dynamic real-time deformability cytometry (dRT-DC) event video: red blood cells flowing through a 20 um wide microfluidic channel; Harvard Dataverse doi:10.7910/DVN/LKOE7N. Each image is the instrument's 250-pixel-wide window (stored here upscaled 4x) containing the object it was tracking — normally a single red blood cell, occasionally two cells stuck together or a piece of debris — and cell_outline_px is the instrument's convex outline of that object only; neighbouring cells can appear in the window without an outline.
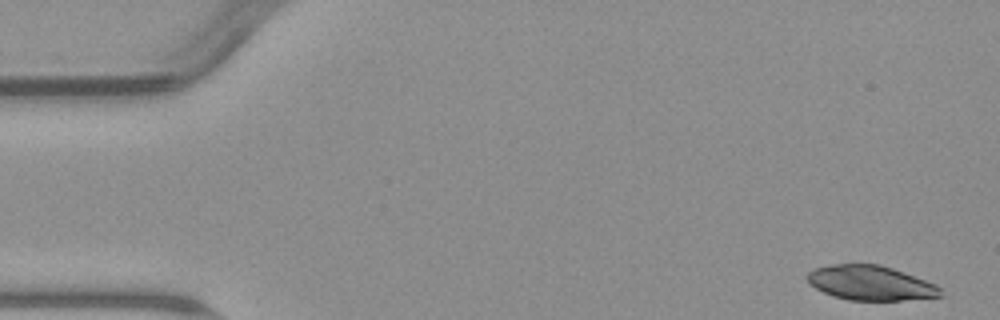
{"species": "common noctule bat (a hibernating species)", "species_latin": "Nyctalus noctula", "temperature_condition": "warm", "stored_images_in_passage": 5, "camera_frame_rate_fps": 3000, "um_per_image_px": 0.085, "animal": {"sex": "male", "body_mass_g": 23.1, "forearm_length_mm": 52.7}, "frame": {"image": 1, "passage_image": 1, "time_ms": 0.0, "image_size_px": [1000, 320], "cell_outline_px": [[944, 296], [900, 300], [848, 300], [832, 296], [808, 284], [808, 272], [812, 268], [832, 264], [876, 264], [892, 268], [904, 272], [936, 284], [940, 288]], "centroid_in_image_um": [73.98, 24.05], "position_along_channel_um": 11.0, "area_um2": 26.88}}